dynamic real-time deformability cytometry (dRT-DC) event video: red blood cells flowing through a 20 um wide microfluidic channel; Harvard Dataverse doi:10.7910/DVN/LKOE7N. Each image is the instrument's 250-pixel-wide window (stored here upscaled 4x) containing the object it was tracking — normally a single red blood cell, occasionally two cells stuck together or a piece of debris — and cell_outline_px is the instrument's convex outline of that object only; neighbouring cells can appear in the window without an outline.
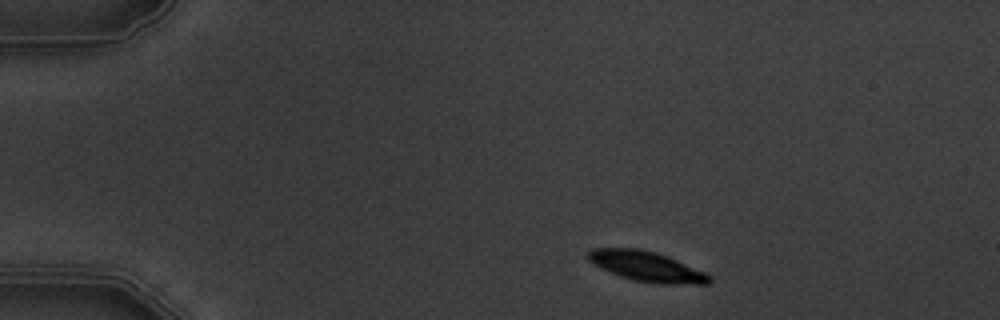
{"species": "common noctule bat (a hibernating species)", "species_latin": "Nyctalus noctula", "temperature_condition": "warm", "stored_images_in_passage": 3, "camera_frame_rate_fps": 3000, "um_per_image_px": 0.085, "animal": {"sex": "male", "body_mass_g": 19.5, "forearm_length_mm": 54.6}, "frame": {"image": 1, "passage_image": 1, "time_ms": 0.0, "image_size_px": [1000, 320], "cell_outline_px": [[712, 280], [708, 284], [660, 284], [632, 280], [620, 276], [600, 268], [588, 260], [584, 256], [592, 248], [640, 248], [656, 252], [668, 256], [704, 272], [712, 276]], "centroid_in_image_um": [54.94, 22.64], "position_along_channel_um": 30.1, "area_um2": 21.44}}